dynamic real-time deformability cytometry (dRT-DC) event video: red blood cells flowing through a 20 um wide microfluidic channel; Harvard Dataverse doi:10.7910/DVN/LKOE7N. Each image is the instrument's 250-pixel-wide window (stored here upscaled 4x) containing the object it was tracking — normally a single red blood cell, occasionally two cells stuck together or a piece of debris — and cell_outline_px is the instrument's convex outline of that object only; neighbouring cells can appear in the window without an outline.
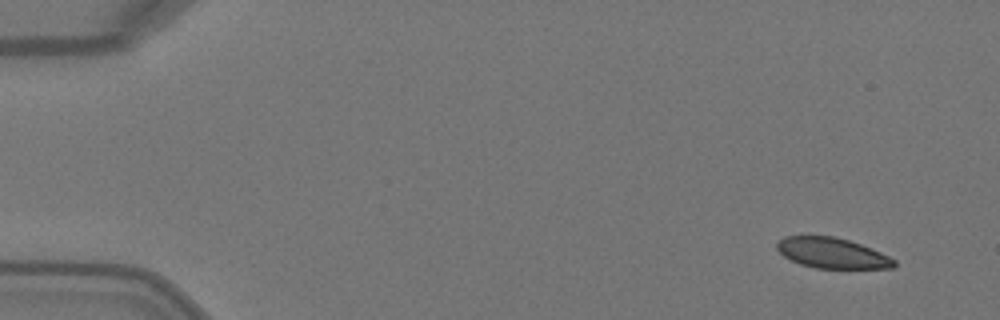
{"species": "Egyptian fruit bat (a non-hibernating species)", "species_latin": "Rousettus aegyptiacus", "temperature_condition": "warm", "stored_images_in_passage": 48, "camera_frame_rate_fps": 3000, "um_per_image_px": 0.085, "animal": {"sex": "female"}, "frame": {"image": 1, "passage_image": 1, "time_ms": 0.0, "image_size_px": [1000, 320], "cell_outline_px": [[896, 264], [892, 268], [816, 268], [800, 264], [784, 256], [776, 248], [776, 244], [784, 236], [832, 236], [848, 240], [872, 248], [896, 260]], "centroid_in_image_um": [70.73, 21.51], "position_along_channel_um": 14.3, "area_um2": 20.63}}
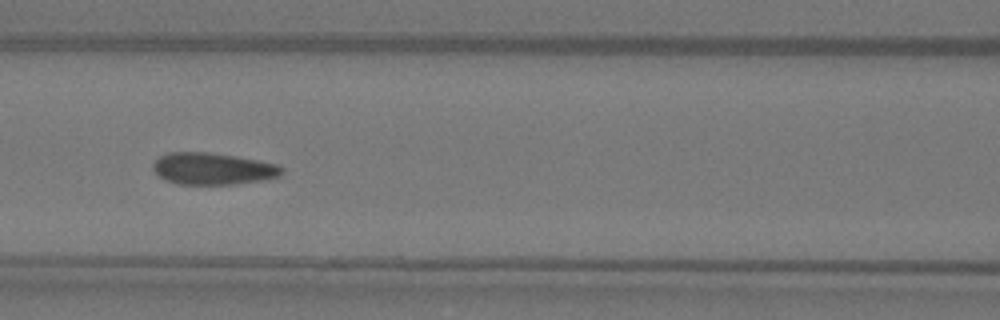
{"frame": {"image": 2, "passage_image": 20, "time_ms": 6.333, "image_size_px": [1000, 320], "cell_outline_px": [[284, 172], [280, 176], [264, 180], [232, 184], [180, 184], [168, 180], [160, 176], [152, 168], [152, 164], [160, 156], [168, 152], [208, 152], [236, 156], [280, 164], [284, 168]], "centroid_in_image_um": [18.15, 14.33], "position_along_channel_um": 148.5, "area_um2": 23.93}}
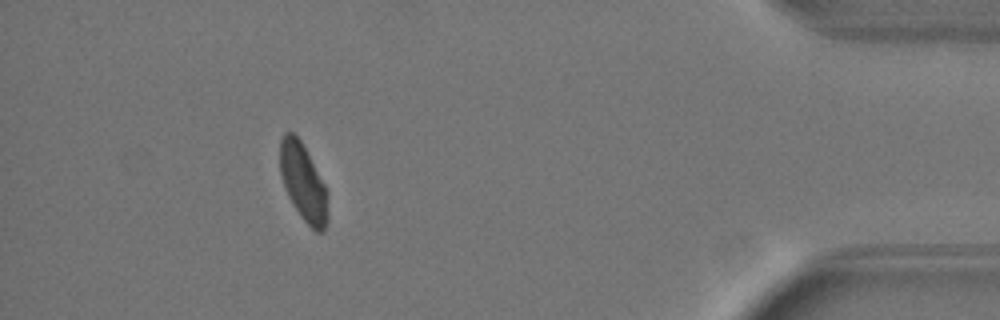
{"frame": {"image": 3, "passage_image": 43, "time_ms": 14.0, "image_size_px": [1000, 320], "cell_outline_px": [[328, 220], [324, 232], [316, 232], [300, 216], [288, 196], [280, 172], [280, 140], [284, 132], [292, 132], [300, 140], [324, 184], [328, 192]], "centroid_in_image_um": [25.79, 15.54], "position_along_channel_um": 409.4, "area_um2": 21.39}, "authors_computed_cell_mechanics": {"area_um2": 23.8136, "velocity_mm_per_s": 4.0909, "shape_relaxation_time_tau1_ms": 5.3106, "shape_relaxation_time_tau2_ms": 0.709, "deformation_change_tau1": 0.1534, "deformation_change_tau2": 0.0525}}